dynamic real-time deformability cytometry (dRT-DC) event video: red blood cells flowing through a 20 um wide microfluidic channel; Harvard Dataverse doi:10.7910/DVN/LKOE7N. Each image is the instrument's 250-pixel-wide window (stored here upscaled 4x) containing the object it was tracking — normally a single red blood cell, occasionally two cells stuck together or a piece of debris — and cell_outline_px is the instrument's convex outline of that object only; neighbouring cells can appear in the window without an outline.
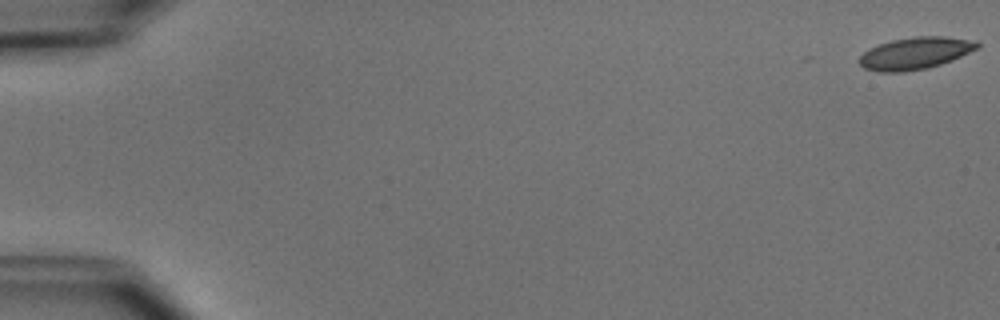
{"species": "common noctule bat (a hibernating species)", "species_latin": "Nyctalus noctula", "temperature_condition": "cold", "stored_images_in_passage": 16, "camera_frame_rate_fps": 3000, "um_per_image_px": 0.085, "animal": {"sex": "male", "body_mass_g": 15.6}, "frame": {"image": 1, "passage_image": 1, "time_ms": 0.0, "image_size_px": [1000, 320], "cell_outline_px": [[980, 48], [952, 60], [928, 68], [904, 72], [880, 72], [864, 68], [856, 60], [864, 52], [880, 44], [892, 40], [916, 36], [944, 36], [976, 40], [980, 44]], "centroid_in_image_um": [77.83, 4.52], "position_along_channel_um": 7.2, "area_um2": 22.14}}
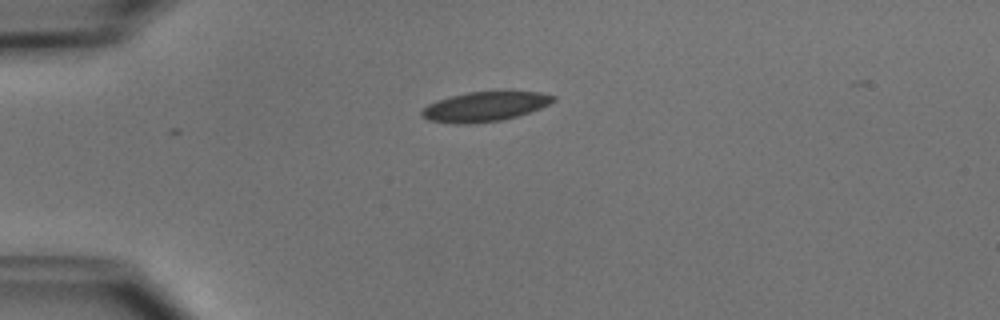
{"frame": {"image": 2, "passage_image": 14, "time_ms": 4.333, "image_size_px": [1000, 320], "cell_outline_px": [[556, 100], [540, 108], [516, 116], [500, 120], [476, 124], [452, 124], [428, 120], [420, 116], [420, 112], [428, 104], [436, 100], [468, 92], [504, 88], [540, 92], [556, 96]], "centroid_in_image_um": [41.23, 9.01], "position_along_channel_um": 43.8, "area_um2": 23.7}}